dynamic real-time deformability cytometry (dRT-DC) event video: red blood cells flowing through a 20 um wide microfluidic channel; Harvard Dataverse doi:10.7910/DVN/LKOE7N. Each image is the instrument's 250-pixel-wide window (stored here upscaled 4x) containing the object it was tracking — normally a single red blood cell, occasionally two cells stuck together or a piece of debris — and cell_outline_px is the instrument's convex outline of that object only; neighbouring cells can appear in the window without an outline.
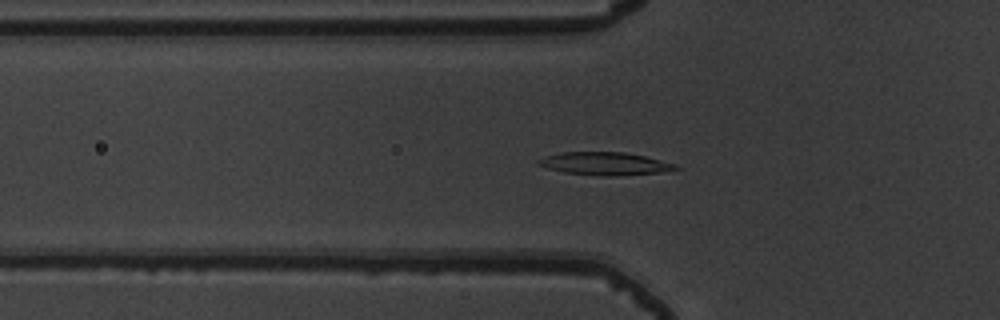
{"species": "common noctule bat (a hibernating species)", "species_latin": "Nyctalus noctula", "temperature_condition": "warm", "stored_images_in_passage": 40, "camera_frame_rate_fps": 3000, "um_per_image_px": 0.085, "animal": {"sex": "male", "body_mass_g": 19.5, "forearm_length_mm": 54.6}, "frame": {"image": 1, "passage_image": 4, "time_ms": 1.0, "image_size_px": [1000, 320], "cell_outline_px": [[680, 168], [660, 172], [616, 176], [604, 176], [564, 172], [548, 168], [536, 164], [536, 160], [544, 156], [560, 152], [624, 152], [644, 156], [676, 164]], "centroid_in_image_um": [51.37, 13.9], "position_along_channel_um": 74.4, "area_um2": 18.21}}
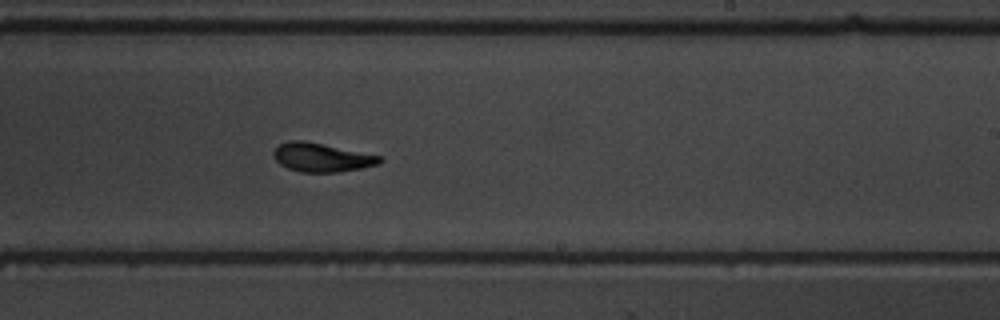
{"frame": {"image": 2, "passage_image": 19, "time_ms": 6.0, "image_size_px": [1000, 320], "cell_outline_px": [[384, 160], [380, 164], [340, 172], [300, 172], [288, 168], [280, 164], [272, 156], [272, 152], [280, 144], [288, 140], [304, 140], [380, 156]], "centroid_in_image_um": [27.31, 13.38], "position_along_channel_um": 261.7, "area_um2": 17.74}}
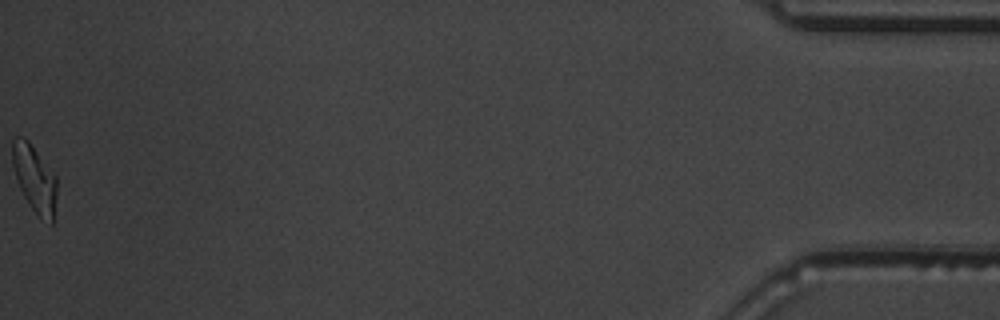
{"frame": {"image": 3, "passage_image": 40, "time_ms": 13.0, "image_size_px": [1000, 320], "cell_outline_px": [[56, 196], [52, 224], [40, 220], [28, 204], [20, 188], [12, 164], [12, 140], [16, 136], [24, 136], [28, 140], [56, 176]], "centroid_in_image_um": [2.93, 15.2], "position_along_channel_um": 432.3, "area_um2": 17.4}, "authors_computed_cell_mechanics": {"area_um2": 17.7446, "velocity_mm_per_s": 3.7466, "shape_relaxation_time_tau1_ms": 5.9828, "shape_relaxation_time_tau2_ms": 2.2172, "deformation_change_tau1": 0.1984, "deformation_change_tau2": 0.0838}}